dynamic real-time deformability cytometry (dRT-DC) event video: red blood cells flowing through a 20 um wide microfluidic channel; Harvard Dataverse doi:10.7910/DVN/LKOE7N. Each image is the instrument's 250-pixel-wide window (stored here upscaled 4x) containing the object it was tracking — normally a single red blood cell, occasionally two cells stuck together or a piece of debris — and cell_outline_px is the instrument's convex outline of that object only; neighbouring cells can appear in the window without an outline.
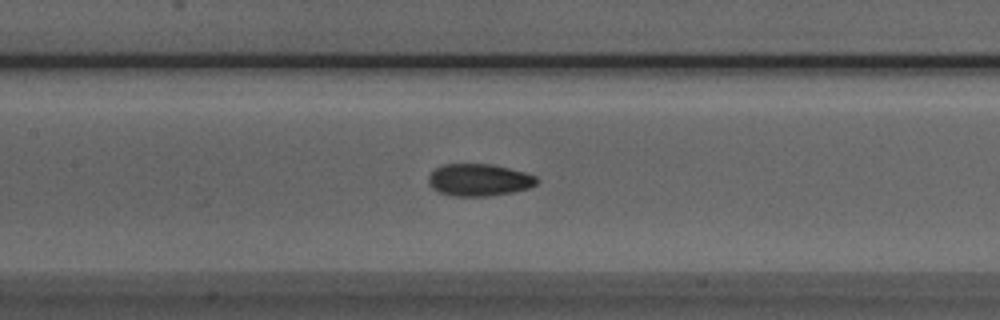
{"species": "Egyptian fruit bat (a non-hibernating species)", "species_latin": "Rousettus aegyptiacus", "temperature_condition": "room temperature", "stored_images_in_passage": 37, "camera_frame_rate_fps": 3000, "um_per_image_px": 0.085, "animal": {"sex": "male"}, "frame": {"image": 1, "passage_image": 9, "time_ms": 2.667, "image_size_px": [1000, 320], "cell_outline_px": [[540, 180], [536, 184], [528, 188], [512, 192], [488, 196], [452, 196], [440, 192], [432, 188], [428, 184], [428, 176], [436, 168], [444, 164], [492, 164], [524, 172], [536, 176]], "centroid_in_image_um": [40.71, 15.29], "position_along_channel_um": 166.7, "area_um2": 20.29}}
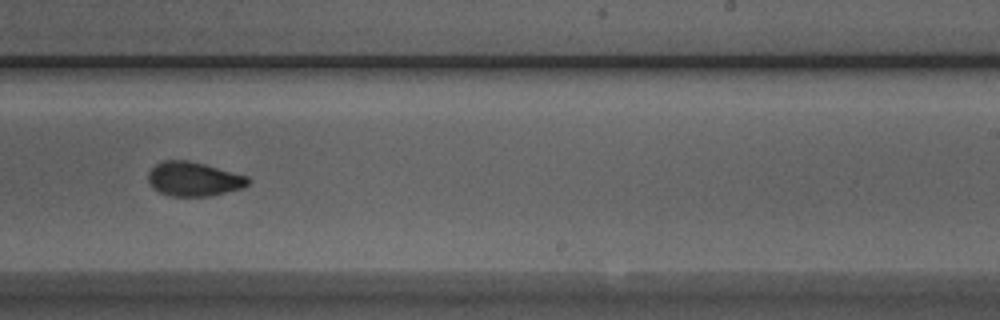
{"frame": {"image": 2, "passage_image": 17, "time_ms": 5.333, "image_size_px": [1000, 320], "cell_outline_px": [[252, 180], [244, 188], [208, 196], [168, 196], [152, 188], [148, 180], [148, 172], [156, 164], [164, 160], [188, 160], [204, 164], [248, 176]], "centroid_in_image_um": [16.47, 15.22], "position_along_channel_um": 272.5, "area_um2": 20.0}}
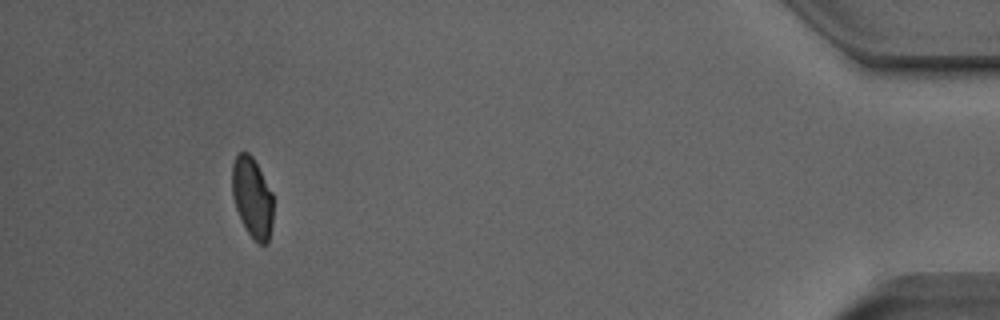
{"frame": {"image": 3, "passage_image": 33, "time_ms": 10.667, "image_size_px": [1000, 320], "cell_outline_px": [[272, 224], [268, 244], [260, 244], [248, 232], [236, 208], [232, 196], [232, 164], [236, 156], [240, 152], [248, 152], [252, 156], [272, 192]], "centroid_in_image_um": [21.44, 16.77], "position_along_channel_um": 413.8, "area_um2": 18.96}, "authors_computed_cell_mechanics": {"area_um2": 20.23, "velocity_mm_per_s": 3.9888, "shape_relaxation_time_tau1_ms": 4.5003, "shape_relaxation_time_tau2_ms": 1.0499, "deformation_change_tau1": 0.1324, "deformation_change_tau2": 0.0563}}